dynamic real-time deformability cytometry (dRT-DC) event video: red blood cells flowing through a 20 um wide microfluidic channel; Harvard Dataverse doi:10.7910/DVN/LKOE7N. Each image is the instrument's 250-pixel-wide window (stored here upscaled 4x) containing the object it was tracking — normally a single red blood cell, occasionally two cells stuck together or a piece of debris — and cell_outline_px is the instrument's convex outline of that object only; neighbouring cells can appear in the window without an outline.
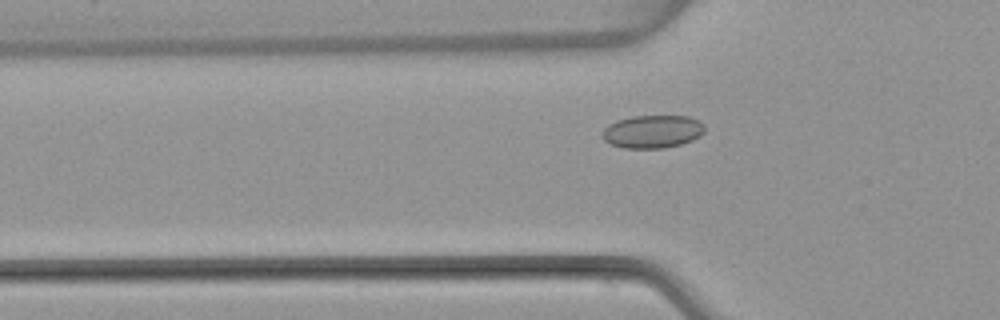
{"species": "common noctule bat (a hibernating species)", "species_latin": "Nyctalus noctula", "temperature_condition": "warm", "stored_images_in_passage": 49, "camera_frame_rate_fps": 3000, "um_per_image_px": 0.085, "animal": {"sex": "female", "body_mass_g": 22.7, "forearm_length_mm": 54.2}, "frame": {"image": 1, "passage_image": 14, "time_ms": 4.333, "image_size_px": [1000, 320], "cell_outline_px": [[704, 132], [700, 136], [692, 140], [680, 144], [664, 148], [624, 148], [612, 144], [604, 140], [600, 136], [600, 132], [608, 124], [616, 120], [632, 116], [688, 116], [700, 120], [704, 124]], "centroid_in_image_um": [55.44, 11.17], "position_along_channel_um": 70.4, "area_um2": 19.88}}
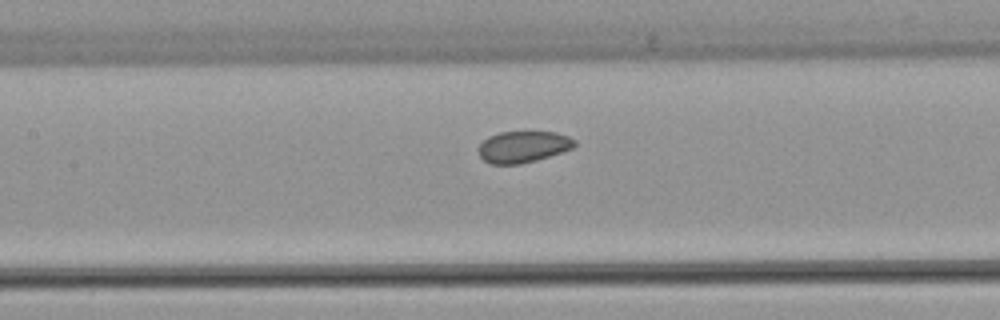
{"frame": {"image": 2, "passage_image": 21, "time_ms": 6.667, "image_size_px": [1000, 320], "cell_outline_px": [[576, 144], [572, 148], [536, 160], [520, 164], [488, 164], [476, 152], [476, 148], [488, 136], [500, 132], [556, 132], [568, 136], [576, 140]], "centroid_in_image_um": [44.41, 12.48], "position_along_channel_um": 163.0, "area_um2": 17.69}}
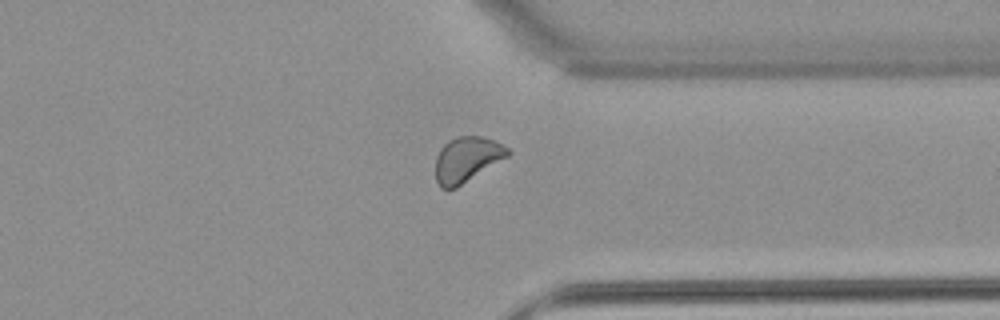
{"frame": {"image": 3, "passage_image": 37, "time_ms": 12.0, "image_size_px": [1000, 320], "cell_outline_px": [[512, 152], [508, 156], [456, 188], [440, 188], [436, 180], [436, 156], [440, 148], [448, 140], [456, 136], [480, 136], [492, 140], [508, 148]], "centroid_in_image_um": [39.66, 13.54], "position_along_channel_um": 371.7, "area_um2": 18.9}, "authors_computed_cell_mechanics": {"area_um2": 18.9006, "velocity_mm_per_s": 3.9581, "shape_relaxation_time_tau1_ms": null, "shape_relaxation_time_tau2_ms": 3.6769, "deformation_change_tau1": null, "deformation_change_tau2": 0.0702}}